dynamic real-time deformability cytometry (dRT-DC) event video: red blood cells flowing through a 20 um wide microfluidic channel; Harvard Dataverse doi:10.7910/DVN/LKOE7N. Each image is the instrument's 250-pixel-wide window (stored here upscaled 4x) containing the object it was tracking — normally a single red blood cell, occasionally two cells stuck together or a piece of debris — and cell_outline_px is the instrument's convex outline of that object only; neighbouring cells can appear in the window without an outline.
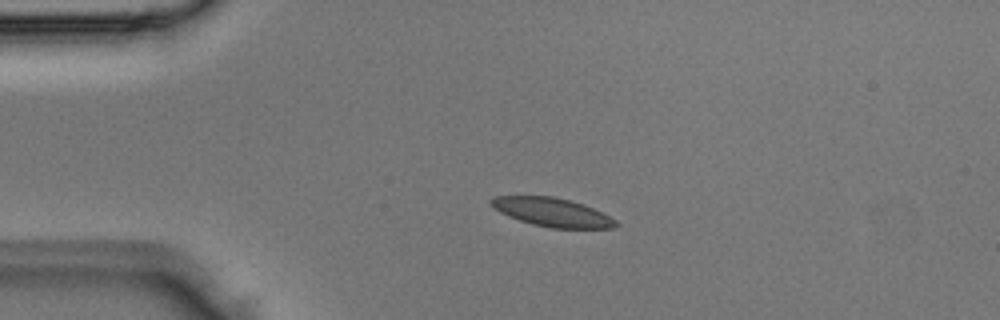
{"species": "Egyptian fruit bat (a non-hibernating species)", "species_latin": "Rousettus aegyptiacus", "temperature_condition": "room temperature", "stored_images_in_passage": 3, "camera_frame_rate_fps": 3000, "um_per_image_px": 0.085, "animal": {"sex": "male"}, "frame": {"image": 1, "passage_image": 2, "time_ms": 0.333, "image_size_px": [1000, 320], "cell_outline_px": [[620, 224], [612, 228], [552, 228], [532, 224], [508, 216], [492, 208], [488, 204], [488, 200], [492, 196], [552, 196], [572, 200], [584, 204], [616, 220]], "centroid_in_image_um": [46.88, 18.03], "position_along_channel_um": 38.1, "area_um2": 20.92}}